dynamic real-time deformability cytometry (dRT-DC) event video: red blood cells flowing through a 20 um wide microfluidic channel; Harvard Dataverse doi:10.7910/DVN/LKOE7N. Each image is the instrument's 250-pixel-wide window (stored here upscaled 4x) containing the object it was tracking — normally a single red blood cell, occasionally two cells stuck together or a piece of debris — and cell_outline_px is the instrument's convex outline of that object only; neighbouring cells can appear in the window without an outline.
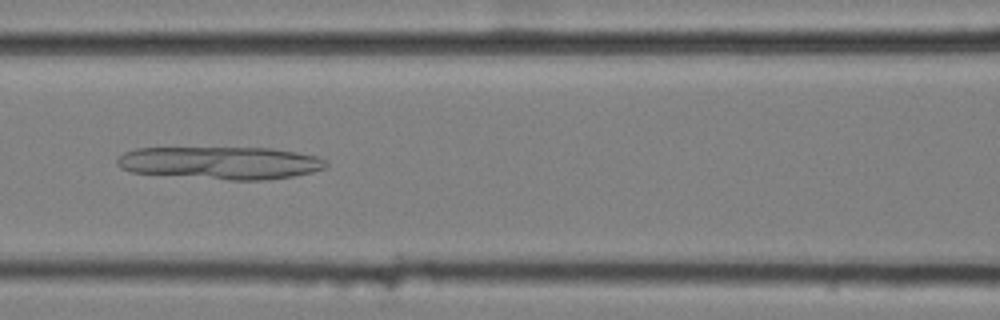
{"species": "common noctule bat (a hibernating species)", "species_latin": "Nyctalus noctula", "temperature_condition": "cold", "stored_images_in_passage": 12, "camera_frame_rate_fps": 3000, "um_per_image_px": 0.085, "animal": {"sex": "female", "body_mass_g": 25.1}, "frame": {"image": 1, "passage_image": 3, "time_ms": 0.667, "image_size_px": [1000, 320], "cell_outline_px": [[328, 168], [312, 172], [292, 176], [264, 180], [232, 180], [132, 172], [120, 168], [116, 164], [116, 160], [124, 152], [136, 148], [272, 148], [296, 152], [316, 156], [324, 160], [328, 164]], "centroid_in_image_um": [18.76, 13.84], "position_along_channel_um": 147.8, "area_um2": 39.59}}
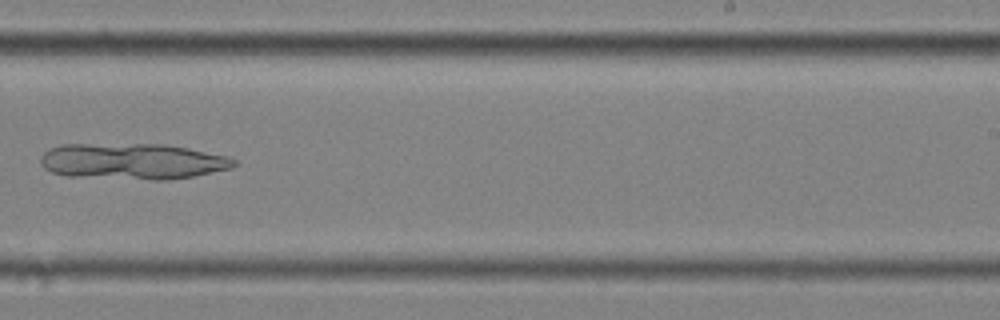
{"frame": {"image": 2, "passage_image": 6, "time_ms": 1.667, "image_size_px": [1000, 320], "cell_outline_px": [[236, 164], [232, 168], [192, 176], [164, 180], [156, 180], [68, 176], [52, 172], [44, 168], [40, 160], [44, 152], [60, 144], [164, 144], [188, 148], [228, 156], [236, 160]], "centroid_in_image_um": [11.27, 13.71], "position_along_channel_um": 277.7, "area_um2": 40.58}}
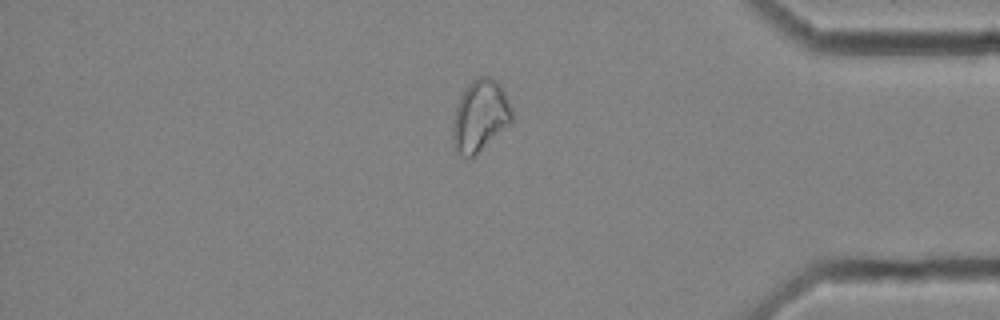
{"frame": {"image": 3, "passage_image": 12, "time_ms": 3.667, "image_size_px": [1000, 320], "cell_outline_px": [[512, 120], [508, 124], [472, 156], [460, 156], [456, 152], [452, 144], [452, 128], [456, 108], [460, 96], [464, 88], [472, 80], [480, 76], [492, 76], [504, 88], [512, 108]], "centroid_in_image_um": [40.79, 9.78], "position_along_channel_um": 394.4, "area_um2": 24.45}}